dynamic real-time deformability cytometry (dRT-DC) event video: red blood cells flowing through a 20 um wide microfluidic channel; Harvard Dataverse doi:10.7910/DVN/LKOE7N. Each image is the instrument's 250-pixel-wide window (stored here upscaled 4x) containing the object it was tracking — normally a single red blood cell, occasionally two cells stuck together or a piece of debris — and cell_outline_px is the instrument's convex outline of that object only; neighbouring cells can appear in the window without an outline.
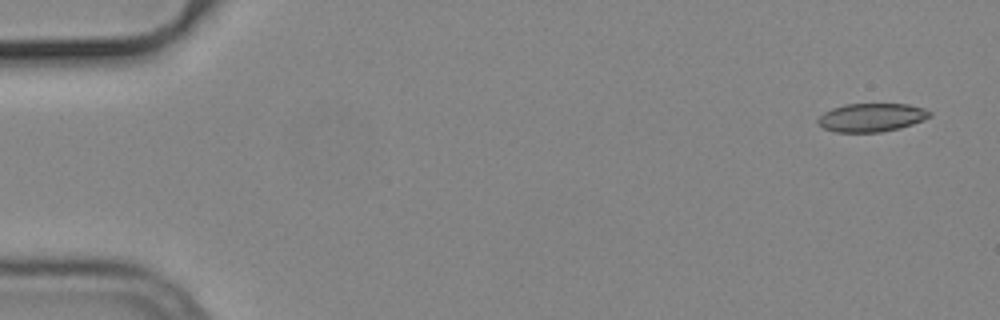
{"species": "common noctule bat (a hibernating species)", "species_latin": "Nyctalus noctula", "temperature_condition": "cold", "stored_images_in_passage": 14, "camera_frame_rate_fps": 3000, "um_per_image_px": 0.085, "animal": {"sex": "male", "body_mass_g": 19.2, "forearm_length_mm": 51.8}, "frame": {"image": 1, "passage_image": 1, "time_ms": 0.0, "image_size_px": [1000, 320], "cell_outline_px": [[932, 116], [924, 120], [900, 128], [880, 132], [836, 132], [824, 128], [816, 124], [816, 120], [824, 112], [832, 108], [844, 104], [908, 104], [924, 108], [932, 112]], "centroid_in_image_um": [74.08, 9.98], "position_along_channel_um": 10.9, "area_um2": 18.67}}
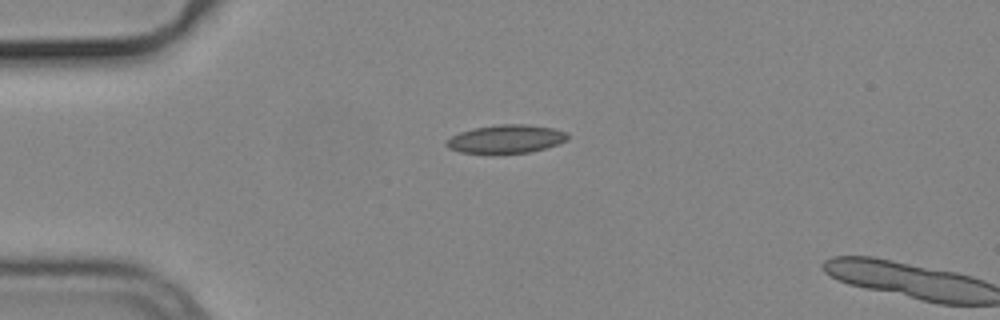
{"frame": {"image": 2, "passage_image": 12, "time_ms": 3.667, "image_size_px": [1000, 320], "cell_outline_px": [[568, 140], [544, 148], [528, 152], [496, 156], [492, 156], [460, 152], [448, 148], [444, 144], [444, 140], [460, 132], [476, 128], [500, 124], [528, 124], [552, 128], [568, 132]], "centroid_in_image_um": [42.96, 11.85], "position_along_channel_um": 42.0, "area_um2": 20.69}}